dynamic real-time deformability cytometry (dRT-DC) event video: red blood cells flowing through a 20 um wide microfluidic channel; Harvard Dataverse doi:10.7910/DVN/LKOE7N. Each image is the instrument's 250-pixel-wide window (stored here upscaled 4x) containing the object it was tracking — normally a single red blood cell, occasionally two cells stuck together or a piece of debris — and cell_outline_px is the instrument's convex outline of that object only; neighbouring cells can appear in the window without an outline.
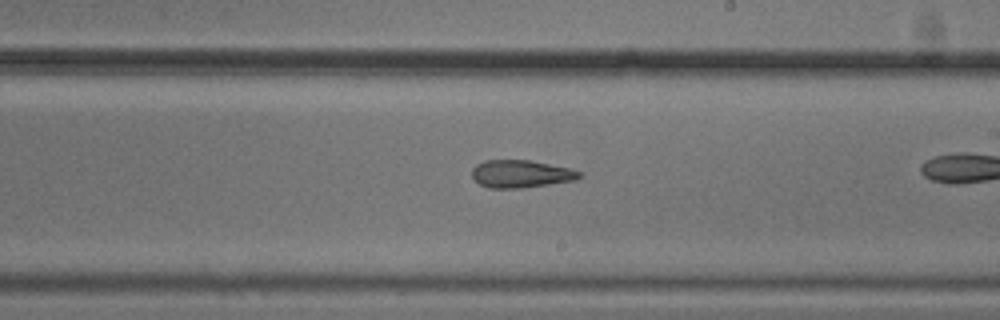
{"species": "common noctule bat (a hibernating species)", "species_latin": "Nyctalus noctula", "temperature_condition": "cold", "stored_images_in_passage": 39, "camera_frame_rate_fps": 3000, "um_per_image_px": 0.085, "animal": {"sex": "male", "body_mass_g": 20.5, "forearm_length_mm": 52.5}, "frame": {"image": 1, "passage_image": 28, "time_ms": 9.0, "image_size_px": [1000, 320], "cell_outline_px": [[580, 176], [576, 180], [520, 188], [488, 188], [480, 184], [472, 176], [472, 168], [476, 164], [484, 160], [528, 160], [568, 168], [580, 172]], "centroid_in_image_um": [44.22, 14.78], "position_along_channel_um": 244.8, "area_um2": 17.05}}
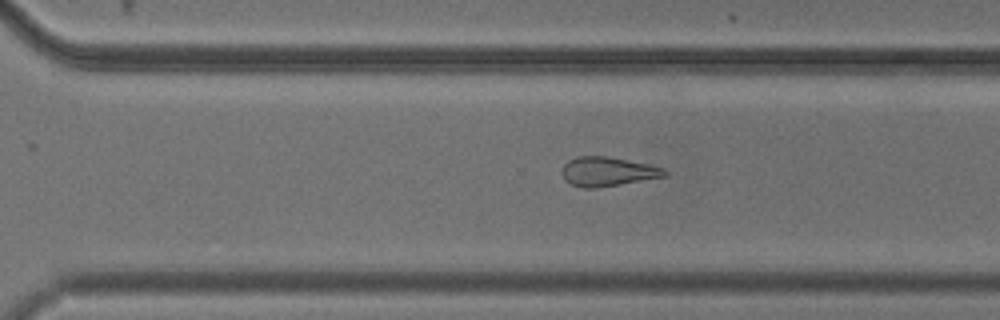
{"frame": {"image": 2, "passage_image": 34, "time_ms": 11.0, "image_size_px": [1000, 320], "cell_outline_px": [[668, 172], [664, 176], [620, 184], [596, 188], [584, 188], [572, 184], [564, 180], [560, 172], [564, 164], [568, 160], [576, 156], [608, 156], [648, 164], [664, 168]], "centroid_in_image_um": [51.59, 14.57], "position_along_channel_um": 319.0, "area_um2": 17.46}}